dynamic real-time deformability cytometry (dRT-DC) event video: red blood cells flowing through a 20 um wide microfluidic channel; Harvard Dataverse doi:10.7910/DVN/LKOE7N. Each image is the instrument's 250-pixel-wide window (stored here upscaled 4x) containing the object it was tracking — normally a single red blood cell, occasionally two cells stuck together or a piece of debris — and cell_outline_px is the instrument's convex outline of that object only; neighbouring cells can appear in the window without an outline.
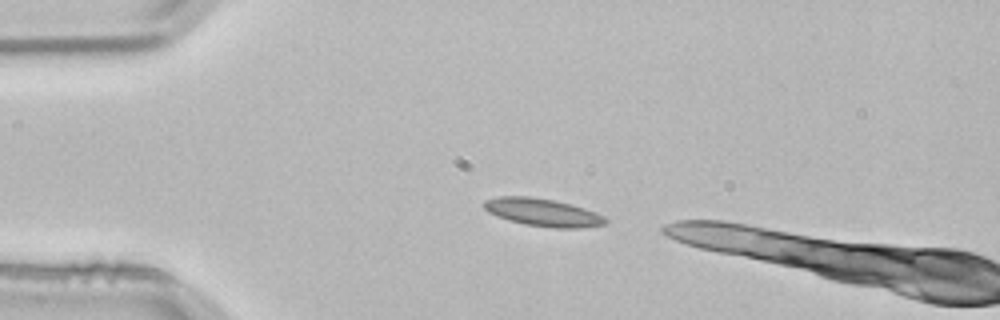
{"species": "common noctule bat (a hibernating species)", "species_latin": "Nyctalus noctula", "temperature_condition": "room temperature", "stored_images_in_passage": 2, "camera_frame_rate_fps": 3000, "um_per_image_px": 0.085, "animal": {"sex": "male", "body_mass_g": 21.5, "forearm_length_mm": 52.0}, "frame": {"image": 1, "passage_image": 1, "time_ms": 0.0, "image_size_px": [1000, 320], "cell_outline_px": [[608, 220], [604, 224], [580, 228], [556, 228], [524, 224], [508, 220], [488, 212], [480, 204], [484, 200], [500, 196], [528, 196], [552, 200], [572, 204], [596, 212], [604, 216]], "centroid_in_image_um": [46.11, 18.05], "position_along_channel_um": 38.9, "area_um2": 19.65}}